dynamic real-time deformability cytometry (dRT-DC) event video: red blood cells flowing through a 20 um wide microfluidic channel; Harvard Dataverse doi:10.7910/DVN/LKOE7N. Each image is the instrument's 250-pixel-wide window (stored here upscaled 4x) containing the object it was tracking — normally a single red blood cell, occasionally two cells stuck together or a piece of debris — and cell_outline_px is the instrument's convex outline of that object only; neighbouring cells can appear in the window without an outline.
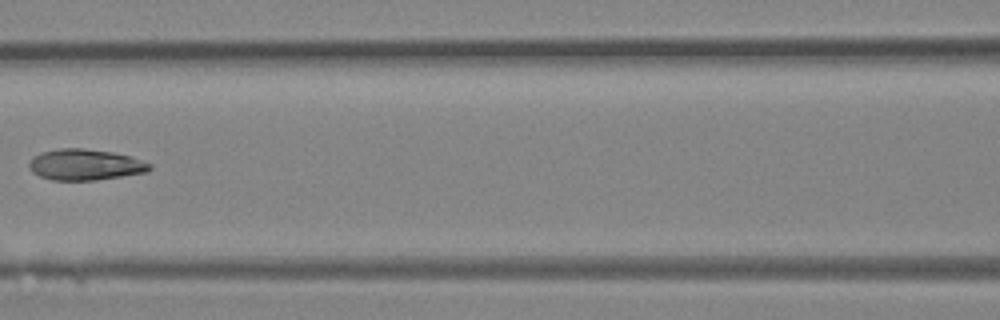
{"species": "Egyptian fruit bat (a non-hibernating species)", "species_latin": "Rousettus aegyptiacus", "temperature_condition": "room temperature", "stored_images_in_passage": 5, "camera_frame_rate_fps": 3000, "um_per_image_px": 0.085, "animal": {"sex": "female"}, "frame": {"image": 1, "passage_image": 5, "time_ms": 1.333, "image_size_px": [1000, 320], "cell_outline_px": [[152, 168], [148, 172], [96, 180], [52, 180], [40, 176], [32, 172], [28, 168], [28, 164], [40, 152], [60, 148], [84, 148], [112, 152], [132, 156], [152, 164]], "centroid_in_image_um": [7.27, 13.99], "position_along_channel_um": 159.3, "area_um2": 21.91}}